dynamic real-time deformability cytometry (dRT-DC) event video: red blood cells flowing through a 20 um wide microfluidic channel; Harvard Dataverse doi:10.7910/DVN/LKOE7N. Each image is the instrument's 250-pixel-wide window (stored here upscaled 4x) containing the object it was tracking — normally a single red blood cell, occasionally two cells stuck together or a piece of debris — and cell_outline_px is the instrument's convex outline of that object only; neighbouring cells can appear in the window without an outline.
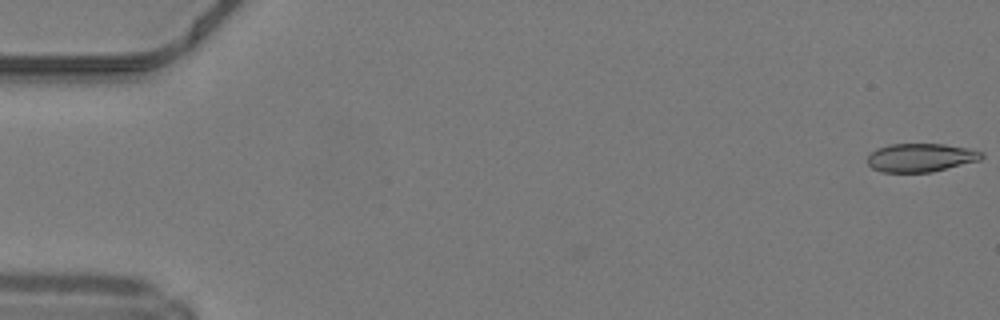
{"species": "common noctule bat (a hibernating species)", "species_latin": "Nyctalus noctula", "temperature_condition": "warm", "stored_images_in_passage": 49, "camera_frame_rate_fps": 3000, "um_per_image_px": 0.085, "animal": {"sex": "male", "body_mass_g": 19.2, "forearm_length_mm": 51.8}, "frame": {"image": 1, "passage_image": 1, "time_ms": 0.0, "image_size_px": [1000, 320], "cell_outline_px": [[984, 156], [980, 160], [932, 172], [880, 172], [872, 168], [868, 164], [868, 156], [876, 148], [888, 144], [944, 144], [984, 152]], "centroid_in_image_um": [78.24, 13.4], "position_along_channel_um": 6.8, "area_um2": 18.9}}
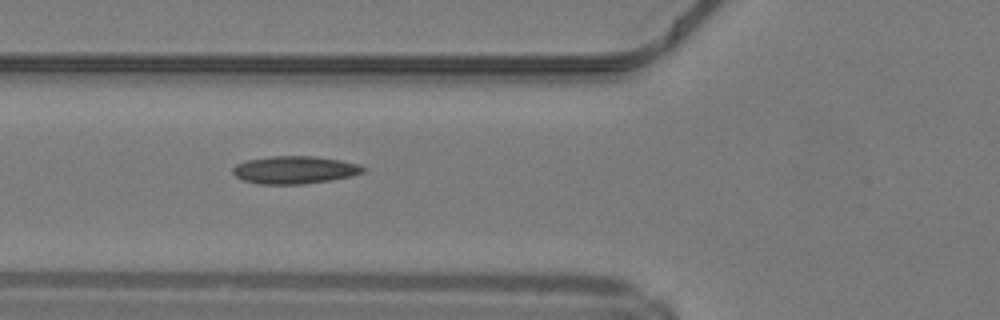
{"frame": {"image": 2, "passage_image": 19, "time_ms": 6.0, "image_size_px": [1000, 320], "cell_outline_px": [[368, 168], [364, 172], [352, 176], [304, 184], [256, 184], [244, 180], [236, 176], [232, 172], [232, 168], [236, 164], [248, 160], [272, 156], [312, 156], [340, 160], [360, 164]], "centroid_in_image_um": [25.07, 14.44], "position_along_channel_um": 100.7, "area_um2": 21.04}}
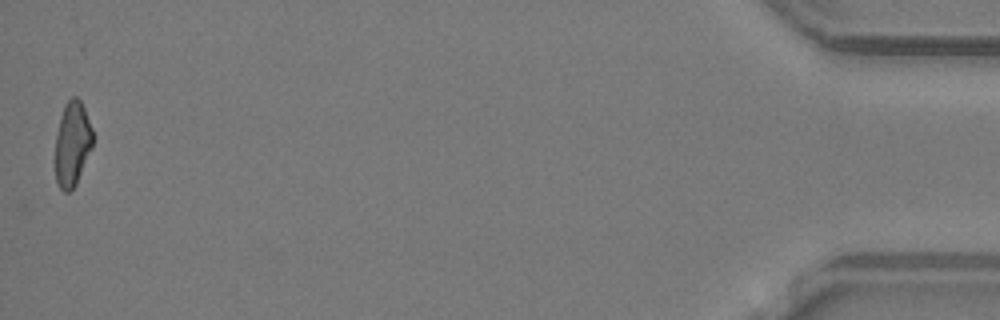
{"frame": {"image": 3, "passage_image": 49, "time_ms": 16.0, "image_size_px": [1000, 320], "cell_outline_px": [[92, 148], [76, 184], [68, 192], [64, 192], [60, 188], [56, 180], [56, 136], [60, 116], [64, 104], [72, 96], [76, 96], [80, 100], [84, 108], [92, 128]], "centroid_in_image_um": [6.15, 12.2], "position_along_channel_um": 429.1, "area_um2": 18.38}, "authors_computed_cell_mechanics": {"area_um2": 19.9988, "velocity_mm_per_s": 4.2431, "shape_relaxation_time_tau1_ms": null, "shape_relaxation_time_tau2_ms": 2.7751, "deformation_change_tau1": null, "deformation_change_tau2": 0.1026}}